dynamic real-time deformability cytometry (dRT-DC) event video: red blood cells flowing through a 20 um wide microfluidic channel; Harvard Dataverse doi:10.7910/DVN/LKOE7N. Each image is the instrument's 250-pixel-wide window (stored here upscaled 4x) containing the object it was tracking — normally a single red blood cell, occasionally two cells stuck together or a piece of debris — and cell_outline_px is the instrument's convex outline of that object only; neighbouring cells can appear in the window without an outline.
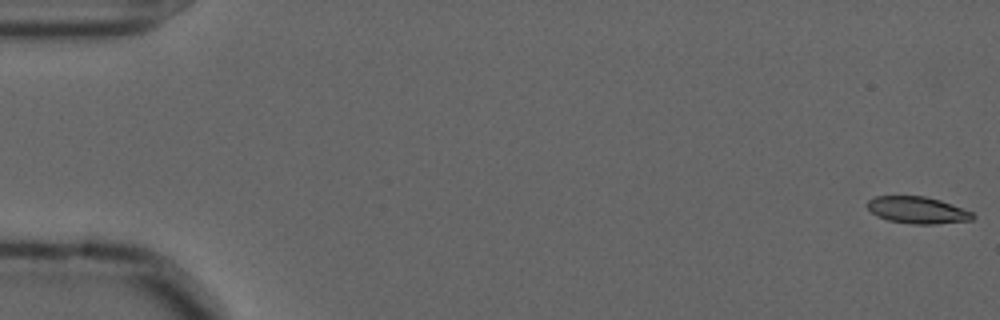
{"species": "common noctule bat (a hibernating species)", "species_latin": "Nyctalus noctula", "temperature_condition": "cold", "stored_images_in_passage": 57, "camera_frame_rate_fps": 3000, "um_per_image_px": 0.085, "animal": {"sex": "male", "forearm_length_mm": 52.5}, "frame": {"image": 1, "passage_image": 1, "time_ms": 0.0, "image_size_px": [1000, 320], "cell_outline_px": [[976, 216], [972, 220], [936, 224], [912, 224], [888, 220], [876, 216], [864, 204], [868, 200], [876, 196], [924, 196], [940, 200], [952, 204], [972, 212]], "centroid_in_image_um": [77.97, 17.86], "position_along_channel_um": 7.0, "area_um2": 16.59}}
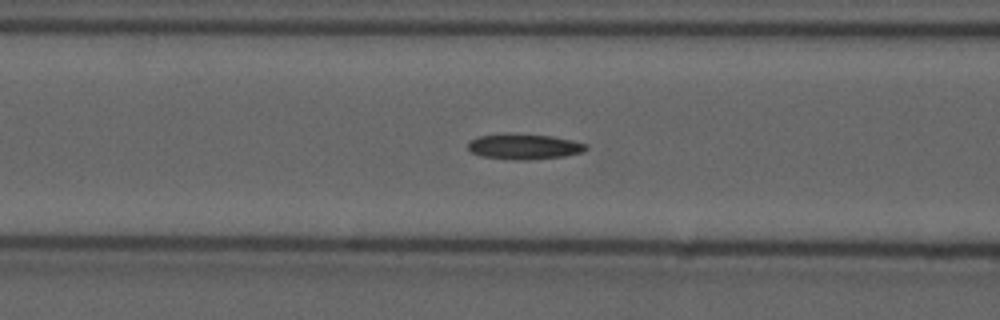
{"frame": {"image": 2, "passage_image": 23, "time_ms": 7.333, "image_size_px": [1000, 320], "cell_outline_px": [[588, 148], [584, 152], [564, 156], [524, 160], [516, 160], [480, 156], [472, 152], [468, 148], [468, 140], [476, 136], [508, 132], [512, 132], [552, 136], [572, 140], [588, 144]], "centroid_in_image_um": [44.52, 12.43], "position_along_channel_um": 122.1, "area_um2": 17.98}}
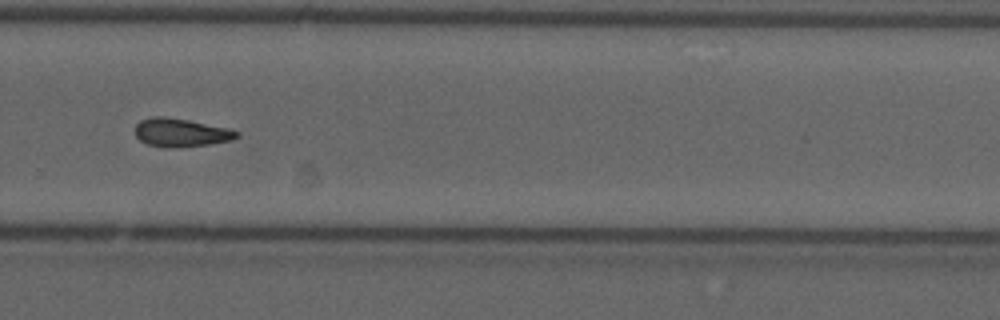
{"frame": {"image": 3, "passage_image": 39, "time_ms": 12.667, "image_size_px": [1000, 320], "cell_outline_px": [[240, 136], [232, 140], [208, 144], [164, 148], [148, 144], [140, 140], [136, 136], [136, 124], [140, 120], [152, 116], [164, 116], [188, 120], [228, 128], [240, 132]], "centroid_in_image_um": [15.37, 11.26], "position_along_channel_um": 314.4, "area_um2": 16.7}}